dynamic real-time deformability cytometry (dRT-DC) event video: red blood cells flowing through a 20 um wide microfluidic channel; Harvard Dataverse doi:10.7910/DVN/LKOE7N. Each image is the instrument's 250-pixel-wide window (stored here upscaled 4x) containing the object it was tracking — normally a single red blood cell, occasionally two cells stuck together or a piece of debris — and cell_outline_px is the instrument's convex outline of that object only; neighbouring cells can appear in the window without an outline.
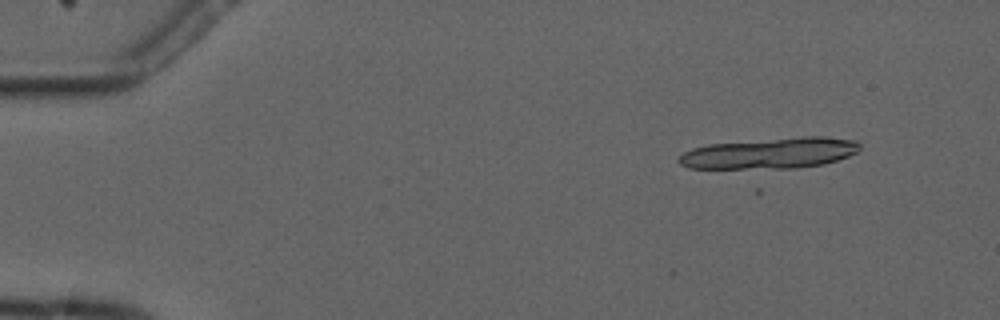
{"species": "common noctule bat (a hibernating species)", "species_latin": "Nyctalus noctula", "temperature_condition": "cold", "stored_images_in_passage": 3, "camera_frame_rate_fps": 3000, "um_per_image_px": 0.085, "animal": {"sex": "male", "forearm_length_mm": 52.5}, "frame": {"image": 1, "passage_image": 2, "time_ms": 1.333, "image_size_px": [1000, 320], "cell_outline_px": [[860, 148], [856, 152], [848, 156], [824, 164], [796, 168], [688, 168], [680, 164], [676, 160], [684, 152], [692, 148], [708, 144], [804, 136], [824, 136], [856, 140], [860, 144]], "centroid_in_image_um": [65.45, 13.01], "position_along_channel_um": 19.5, "area_um2": 32.6}}